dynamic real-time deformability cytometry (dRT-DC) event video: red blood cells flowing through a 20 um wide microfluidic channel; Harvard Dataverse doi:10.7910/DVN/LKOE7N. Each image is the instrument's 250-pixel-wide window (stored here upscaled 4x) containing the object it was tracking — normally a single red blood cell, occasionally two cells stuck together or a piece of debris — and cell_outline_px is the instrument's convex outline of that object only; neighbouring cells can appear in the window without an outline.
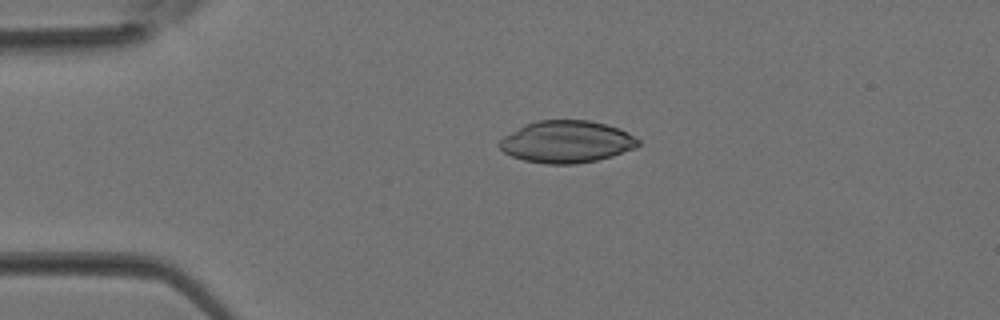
{"species": "Egyptian fruit bat (a non-hibernating species)", "species_latin": "Rousettus aegyptiacus", "temperature_condition": "room temperature", "stored_images_in_passage": 3, "camera_frame_rate_fps": 3000, "um_per_image_px": 0.085, "animal": {"sex": "female"}, "frame": {"image": 1, "passage_image": 2, "time_ms": 0.333, "image_size_px": [1000, 320], "cell_outline_px": [[640, 144], [636, 148], [612, 156], [596, 160], [576, 164], [544, 164], [524, 160], [512, 156], [504, 152], [496, 144], [504, 136], [524, 124], [536, 120], [588, 120], [604, 124], [628, 132], [640, 140]], "centroid_in_image_um": [48.14, 12.05], "position_along_channel_um": 36.9, "area_um2": 34.1}}